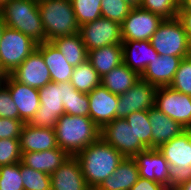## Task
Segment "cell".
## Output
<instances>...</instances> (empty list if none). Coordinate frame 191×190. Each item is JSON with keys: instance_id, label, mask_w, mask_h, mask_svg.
Wrapping results in <instances>:
<instances>
[{"instance_id": "obj_1", "label": "cell", "mask_w": 191, "mask_h": 190, "mask_svg": "<svg viewBox=\"0 0 191 190\" xmlns=\"http://www.w3.org/2000/svg\"><path fill=\"white\" fill-rule=\"evenodd\" d=\"M75 157L80 163L82 174L91 190H96L116 171L119 163L125 158L101 138L78 152Z\"/></svg>"}, {"instance_id": "obj_2", "label": "cell", "mask_w": 191, "mask_h": 190, "mask_svg": "<svg viewBox=\"0 0 191 190\" xmlns=\"http://www.w3.org/2000/svg\"><path fill=\"white\" fill-rule=\"evenodd\" d=\"M57 145L70 156L100 139L101 129L87 116L63 114L55 124Z\"/></svg>"}, {"instance_id": "obj_3", "label": "cell", "mask_w": 191, "mask_h": 190, "mask_svg": "<svg viewBox=\"0 0 191 190\" xmlns=\"http://www.w3.org/2000/svg\"><path fill=\"white\" fill-rule=\"evenodd\" d=\"M6 26L19 30L37 44L46 42L38 0H7L0 8Z\"/></svg>"}, {"instance_id": "obj_4", "label": "cell", "mask_w": 191, "mask_h": 190, "mask_svg": "<svg viewBox=\"0 0 191 190\" xmlns=\"http://www.w3.org/2000/svg\"><path fill=\"white\" fill-rule=\"evenodd\" d=\"M38 9L46 41L79 33L71 0H38Z\"/></svg>"}, {"instance_id": "obj_5", "label": "cell", "mask_w": 191, "mask_h": 190, "mask_svg": "<svg viewBox=\"0 0 191 190\" xmlns=\"http://www.w3.org/2000/svg\"><path fill=\"white\" fill-rule=\"evenodd\" d=\"M158 150L169 164L168 190H176L191 179V133L188 130L162 144Z\"/></svg>"}, {"instance_id": "obj_6", "label": "cell", "mask_w": 191, "mask_h": 190, "mask_svg": "<svg viewBox=\"0 0 191 190\" xmlns=\"http://www.w3.org/2000/svg\"><path fill=\"white\" fill-rule=\"evenodd\" d=\"M69 89H75L70 81L50 82L39 88L40 107L28 124L43 128H55L57 120L65 114L64 105L67 104Z\"/></svg>"}, {"instance_id": "obj_7", "label": "cell", "mask_w": 191, "mask_h": 190, "mask_svg": "<svg viewBox=\"0 0 191 190\" xmlns=\"http://www.w3.org/2000/svg\"><path fill=\"white\" fill-rule=\"evenodd\" d=\"M150 43L161 56L171 55L182 59L191 56L187 33L177 17L164 19L151 37Z\"/></svg>"}, {"instance_id": "obj_8", "label": "cell", "mask_w": 191, "mask_h": 190, "mask_svg": "<svg viewBox=\"0 0 191 190\" xmlns=\"http://www.w3.org/2000/svg\"><path fill=\"white\" fill-rule=\"evenodd\" d=\"M37 47V43L19 30L5 27L0 40V65L9 75Z\"/></svg>"}, {"instance_id": "obj_9", "label": "cell", "mask_w": 191, "mask_h": 190, "mask_svg": "<svg viewBox=\"0 0 191 190\" xmlns=\"http://www.w3.org/2000/svg\"><path fill=\"white\" fill-rule=\"evenodd\" d=\"M100 138L113 146L126 158H134L139 152L148 149L136 135L124 118H115L101 128Z\"/></svg>"}, {"instance_id": "obj_10", "label": "cell", "mask_w": 191, "mask_h": 190, "mask_svg": "<svg viewBox=\"0 0 191 190\" xmlns=\"http://www.w3.org/2000/svg\"><path fill=\"white\" fill-rule=\"evenodd\" d=\"M79 34L87 51L123 42L121 24L104 17L81 25Z\"/></svg>"}, {"instance_id": "obj_11", "label": "cell", "mask_w": 191, "mask_h": 190, "mask_svg": "<svg viewBox=\"0 0 191 190\" xmlns=\"http://www.w3.org/2000/svg\"><path fill=\"white\" fill-rule=\"evenodd\" d=\"M155 107L186 130L191 126L190 95L175 91L169 86L159 87L156 90Z\"/></svg>"}, {"instance_id": "obj_12", "label": "cell", "mask_w": 191, "mask_h": 190, "mask_svg": "<svg viewBox=\"0 0 191 190\" xmlns=\"http://www.w3.org/2000/svg\"><path fill=\"white\" fill-rule=\"evenodd\" d=\"M156 90L157 87L140 78L130 89L119 95L116 118L125 119L132 112L149 111L155 107Z\"/></svg>"}, {"instance_id": "obj_13", "label": "cell", "mask_w": 191, "mask_h": 190, "mask_svg": "<svg viewBox=\"0 0 191 190\" xmlns=\"http://www.w3.org/2000/svg\"><path fill=\"white\" fill-rule=\"evenodd\" d=\"M164 19L140 6L132 8L121 24L123 41H150Z\"/></svg>"}, {"instance_id": "obj_14", "label": "cell", "mask_w": 191, "mask_h": 190, "mask_svg": "<svg viewBox=\"0 0 191 190\" xmlns=\"http://www.w3.org/2000/svg\"><path fill=\"white\" fill-rule=\"evenodd\" d=\"M9 75L19 83L37 89L52 82L50 71L42 54L37 49Z\"/></svg>"}, {"instance_id": "obj_15", "label": "cell", "mask_w": 191, "mask_h": 190, "mask_svg": "<svg viewBox=\"0 0 191 190\" xmlns=\"http://www.w3.org/2000/svg\"><path fill=\"white\" fill-rule=\"evenodd\" d=\"M89 117L101 129L116 118L119 95L113 94L102 85L88 93Z\"/></svg>"}, {"instance_id": "obj_16", "label": "cell", "mask_w": 191, "mask_h": 190, "mask_svg": "<svg viewBox=\"0 0 191 190\" xmlns=\"http://www.w3.org/2000/svg\"><path fill=\"white\" fill-rule=\"evenodd\" d=\"M134 159L139 169V177L160 182L169 187V164L157 148L139 152Z\"/></svg>"}, {"instance_id": "obj_17", "label": "cell", "mask_w": 191, "mask_h": 190, "mask_svg": "<svg viewBox=\"0 0 191 190\" xmlns=\"http://www.w3.org/2000/svg\"><path fill=\"white\" fill-rule=\"evenodd\" d=\"M4 86L17 106L20 120L28 123L40 107L38 89L17 82L10 75H7Z\"/></svg>"}, {"instance_id": "obj_18", "label": "cell", "mask_w": 191, "mask_h": 190, "mask_svg": "<svg viewBox=\"0 0 191 190\" xmlns=\"http://www.w3.org/2000/svg\"><path fill=\"white\" fill-rule=\"evenodd\" d=\"M51 190H91L75 156L68 159L51 175Z\"/></svg>"}, {"instance_id": "obj_19", "label": "cell", "mask_w": 191, "mask_h": 190, "mask_svg": "<svg viewBox=\"0 0 191 190\" xmlns=\"http://www.w3.org/2000/svg\"><path fill=\"white\" fill-rule=\"evenodd\" d=\"M181 60V57L159 55L149 63L140 78L157 88L170 86Z\"/></svg>"}, {"instance_id": "obj_20", "label": "cell", "mask_w": 191, "mask_h": 190, "mask_svg": "<svg viewBox=\"0 0 191 190\" xmlns=\"http://www.w3.org/2000/svg\"><path fill=\"white\" fill-rule=\"evenodd\" d=\"M21 153L40 152L58 148L54 128H43L25 123L20 137Z\"/></svg>"}, {"instance_id": "obj_21", "label": "cell", "mask_w": 191, "mask_h": 190, "mask_svg": "<svg viewBox=\"0 0 191 190\" xmlns=\"http://www.w3.org/2000/svg\"><path fill=\"white\" fill-rule=\"evenodd\" d=\"M123 63L139 76L143 74L149 63L159 54L148 40H129L122 42Z\"/></svg>"}, {"instance_id": "obj_22", "label": "cell", "mask_w": 191, "mask_h": 190, "mask_svg": "<svg viewBox=\"0 0 191 190\" xmlns=\"http://www.w3.org/2000/svg\"><path fill=\"white\" fill-rule=\"evenodd\" d=\"M36 49L44 58L45 64L50 71L52 82L63 83L70 81L74 67L66 61V58L51 41L37 44Z\"/></svg>"}, {"instance_id": "obj_23", "label": "cell", "mask_w": 191, "mask_h": 190, "mask_svg": "<svg viewBox=\"0 0 191 190\" xmlns=\"http://www.w3.org/2000/svg\"><path fill=\"white\" fill-rule=\"evenodd\" d=\"M149 122L152 128V148L158 149L186 130L156 107L149 110Z\"/></svg>"}, {"instance_id": "obj_24", "label": "cell", "mask_w": 191, "mask_h": 190, "mask_svg": "<svg viewBox=\"0 0 191 190\" xmlns=\"http://www.w3.org/2000/svg\"><path fill=\"white\" fill-rule=\"evenodd\" d=\"M69 156L65 150L58 147L46 151L22 153L21 162L33 170L51 175Z\"/></svg>"}, {"instance_id": "obj_25", "label": "cell", "mask_w": 191, "mask_h": 190, "mask_svg": "<svg viewBox=\"0 0 191 190\" xmlns=\"http://www.w3.org/2000/svg\"><path fill=\"white\" fill-rule=\"evenodd\" d=\"M139 178V169L134 158H124L109 177L96 190H130Z\"/></svg>"}, {"instance_id": "obj_26", "label": "cell", "mask_w": 191, "mask_h": 190, "mask_svg": "<svg viewBox=\"0 0 191 190\" xmlns=\"http://www.w3.org/2000/svg\"><path fill=\"white\" fill-rule=\"evenodd\" d=\"M88 61L99 76L103 77L123 63L122 45H106L98 49H92L88 51Z\"/></svg>"}, {"instance_id": "obj_27", "label": "cell", "mask_w": 191, "mask_h": 190, "mask_svg": "<svg viewBox=\"0 0 191 190\" xmlns=\"http://www.w3.org/2000/svg\"><path fill=\"white\" fill-rule=\"evenodd\" d=\"M51 42L73 67L88 60V51L79 33L56 37Z\"/></svg>"}, {"instance_id": "obj_28", "label": "cell", "mask_w": 191, "mask_h": 190, "mask_svg": "<svg viewBox=\"0 0 191 190\" xmlns=\"http://www.w3.org/2000/svg\"><path fill=\"white\" fill-rule=\"evenodd\" d=\"M140 76L122 63L101 77V85L116 95L125 93L138 80Z\"/></svg>"}, {"instance_id": "obj_29", "label": "cell", "mask_w": 191, "mask_h": 190, "mask_svg": "<svg viewBox=\"0 0 191 190\" xmlns=\"http://www.w3.org/2000/svg\"><path fill=\"white\" fill-rule=\"evenodd\" d=\"M70 83L79 92L88 94L97 86L101 85V77L87 60L77 67H74Z\"/></svg>"}, {"instance_id": "obj_30", "label": "cell", "mask_w": 191, "mask_h": 190, "mask_svg": "<svg viewBox=\"0 0 191 190\" xmlns=\"http://www.w3.org/2000/svg\"><path fill=\"white\" fill-rule=\"evenodd\" d=\"M125 120L133 128L136 141H141L147 148H152V128L149 122V111L132 112Z\"/></svg>"}, {"instance_id": "obj_31", "label": "cell", "mask_w": 191, "mask_h": 190, "mask_svg": "<svg viewBox=\"0 0 191 190\" xmlns=\"http://www.w3.org/2000/svg\"><path fill=\"white\" fill-rule=\"evenodd\" d=\"M79 26L102 17L101 0H71Z\"/></svg>"}, {"instance_id": "obj_32", "label": "cell", "mask_w": 191, "mask_h": 190, "mask_svg": "<svg viewBox=\"0 0 191 190\" xmlns=\"http://www.w3.org/2000/svg\"><path fill=\"white\" fill-rule=\"evenodd\" d=\"M20 174L24 190H51V176L33 170L20 162Z\"/></svg>"}, {"instance_id": "obj_33", "label": "cell", "mask_w": 191, "mask_h": 190, "mask_svg": "<svg viewBox=\"0 0 191 190\" xmlns=\"http://www.w3.org/2000/svg\"><path fill=\"white\" fill-rule=\"evenodd\" d=\"M140 7L163 19H174L178 15V0H141Z\"/></svg>"}, {"instance_id": "obj_34", "label": "cell", "mask_w": 191, "mask_h": 190, "mask_svg": "<svg viewBox=\"0 0 191 190\" xmlns=\"http://www.w3.org/2000/svg\"><path fill=\"white\" fill-rule=\"evenodd\" d=\"M169 87L191 96V56L181 60Z\"/></svg>"}, {"instance_id": "obj_35", "label": "cell", "mask_w": 191, "mask_h": 190, "mask_svg": "<svg viewBox=\"0 0 191 190\" xmlns=\"http://www.w3.org/2000/svg\"><path fill=\"white\" fill-rule=\"evenodd\" d=\"M89 107L88 94L69 89L67 104L64 105L65 114L89 117Z\"/></svg>"}, {"instance_id": "obj_36", "label": "cell", "mask_w": 191, "mask_h": 190, "mask_svg": "<svg viewBox=\"0 0 191 190\" xmlns=\"http://www.w3.org/2000/svg\"><path fill=\"white\" fill-rule=\"evenodd\" d=\"M132 7L123 0H101L102 17L122 24Z\"/></svg>"}, {"instance_id": "obj_37", "label": "cell", "mask_w": 191, "mask_h": 190, "mask_svg": "<svg viewBox=\"0 0 191 190\" xmlns=\"http://www.w3.org/2000/svg\"><path fill=\"white\" fill-rule=\"evenodd\" d=\"M0 190H24L20 162L0 166Z\"/></svg>"}, {"instance_id": "obj_38", "label": "cell", "mask_w": 191, "mask_h": 190, "mask_svg": "<svg viewBox=\"0 0 191 190\" xmlns=\"http://www.w3.org/2000/svg\"><path fill=\"white\" fill-rule=\"evenodd\" d=\"M19 138L0 139V166L21 162Z\"/></svg>"}, {"instance_id": "obj_39", "label": "cell", "mask_w": 191, "mask_h": 190, "mask_svg": "<svg viewBox=\"0 0 191 190\" xmlns=\"http://www.w3.org/2000/svg\"><path fill=\"white\" fill-rule=\"evenodd\" d=\"M0 118L20 120L17 106L5 86L0 87Z\"/></svg>"}, {"instance_id": "obj_40", "label": "cell", "mask_w": 191, "mask_h": 190, "mask_svg": "<svg viewBox=\"0 0 191 190\" xmlns=\"http://www.w3.org/2000/svg\"><path fill=\"white\" fill-rule=\"evenodd\" d=\"M24 124L21 120L0 118V139L19 138Z\"/></svg>"}, {"instance_id": "obj_41", "label": "cell", "mask_w": 191, "mask_h": 190, "mask_svg": "<svg viewBox=\"0 0 191 190\" xmlns=\"http://www.w3.org/2000/svg\"><path fill=\"white\" fill-rule=\"evenodd\" d=\"M130 190H168L165 185L160 182L144 179L139 177L137 182L131 186Z\"/></svg>"}, {"instance_id": "obj_42", "label": "cell", "mask_w": 191, "mask_h": 190, "mask_svg": "<svg viewBox=\"0 0 191 190\" xmlns=\"http://www.w3.org/2000/svg\"><path fill=\"white\" fill-rule=\"evenodd\" d=\"M177 18L181 21L187 33V39L191 49V13H178Z\"/></svg>"}, {"instance_id": "obj_43", "label": "cell", "mask_w": 191, "mask_h": 190, "mask_svg": "<svg viewBox=\"0 0 191 190\" xmlns=\"http://www.w3.org/2000/svg\"><path fill=\"white\" fill-rule=\"evenodd\" d=\"M178 13H191V0H180Z\"/></svg>"}, {"instance_id": "obj_44", "label": "cell", "mask_w": 191, "mask_h": 190, "mask_svg": "<svg viewBox=\"0 0 191 190\" xmlns=\"http://www.w3.org/2000/svg\"><path fill=\"white\" fill-rule=\"evenodd\" d=\"M7 73L2 69L1 65H0V87L5 85V80L7 77Z\"/></svg>"}, {"instance_id": "obj_45", "label": "cell", "mask_w": 191, "mask_h": 190, "mask_svg": "<svg viewBox=\"0 0 191 190\" xmlns=\"http://www.w3.org/2000/svg\"><path fill=\"white\" fill-rule=\"evenodd\" d=\"M123 1H125L132 8L138 7L141 4V0H123Z\"/></svg>"}, {"instance_id": "obj_46", "label": "cell", "mask_w": 191, "mask_h": 190, "mask_svg": "<svg viewBox=\"0 0 191 190\" xmlns=\"http://www.w3.org/2000/svg\"><path fill=\"white\" fill-rule=\"evenodd\" d=\"M176 190H191V179L186 181L183 185H181Z\"/></svg>"}, {"instance_id": "obj_47", "label": "cell", "mask_w": 191, "mask_h": 190, "mask_svg": "<svg viewBox=\"0 0 191 190\" xmlns=\"http://www.w3.org/2000/svg\"><path fill=\"white\" fill-rule=\"evenodd\" d=\"M5 27H6V24L0 16V40H1V37H2V34H3Z\"/></svg>"}, {"instance_id": "obj_48", "label": "cell", "mask_w": 191, "mask_h": 190, "mask_svg": "<svg viewBox=\"0 0 191 190\" xmlns=\"http://www.w3.org/2000/svg\"><path fill=\"white\" fill-rule=\"evenodd\" d=\"M7 0H0V8L5 4Z\"/></svg>"}, {"instance_id": "obj_49", "label": "cell", "mask_w": 191, "mask_h": 190, "mask_svg": "<svg viewBox=\"0 0 191 190\" xmlns=\"http://www.w3.org/2000/svg\"><path fill=\"white\" fill-rule=\"evenodd\" d=\"M187 130L191 133V126Z\"/></svg>"}]
</instances>
